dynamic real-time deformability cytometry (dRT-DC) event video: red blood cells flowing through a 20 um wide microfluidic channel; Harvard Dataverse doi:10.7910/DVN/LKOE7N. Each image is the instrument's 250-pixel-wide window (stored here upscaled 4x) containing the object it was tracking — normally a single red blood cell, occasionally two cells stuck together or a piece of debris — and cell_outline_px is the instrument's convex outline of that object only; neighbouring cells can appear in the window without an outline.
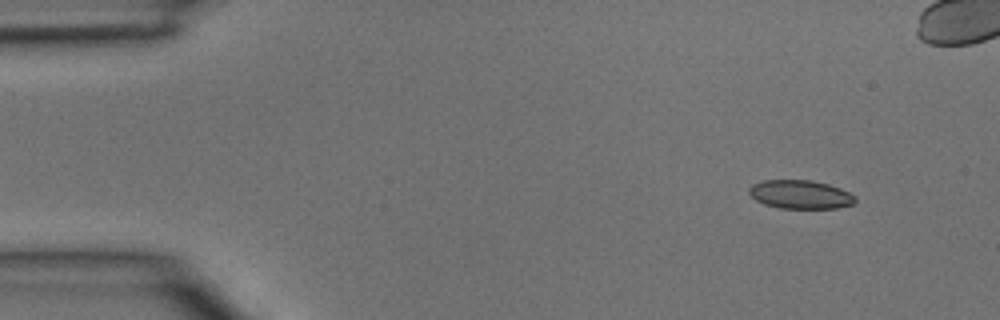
{"species": "common noctule bat (a hibernating species)", "species_latin": "Nyctalus noctula", "temperature_condition": "room temperature", "stored_images_in_passage": 2, "camera_frame_rate_fps": 3000, "um_per_image_px": 0.085, "animal": {"sex": "male", "body_mass_g": 15.6}, "frame": {"image": 1, "passage_image": 2, "time_ms": 0.333, "image_size_px": [1000, 320], "cell_outline_px": [[856, 204], [836, 208], [780, 208], [764, 204], [756, 200], [748, 192], [748, 188], [752, 184], [764, 180], [812, 180], [828, 184], [840, 188], [856, 196]], "centroid_in_image_um": [68.04, 16.53], "position_along_channel_um": 17.0, "area_um2": 17.8}}